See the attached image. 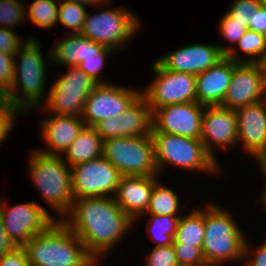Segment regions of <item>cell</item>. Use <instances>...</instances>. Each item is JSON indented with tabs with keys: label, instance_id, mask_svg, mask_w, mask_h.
Wrapping results in <instances>:
<instances>
[{
	"label": "cell",
	"instance_id": "obj_46",
	"mask_svg": "<svg viewBox=\"0 0 266 266\" xmlns=\"http://www.w3.org/2000/svg\"><path fill=\"white\" fill-rule=\"evenodd\" d=\"M0 110L4 111H15L10 103L8 96V89L0 84Z\"/></svg>",
	"mask_w": 266,
	"mask_h": 266
},
{
	"label": "cell",
	"instance_id": "obj_42",
	"mask_svg": "<svg viewBox=\"0 0 266 266\" xmlns=\"http://www.w3.org/2000/svg\"><path fill=\"white\" fill-rule=\"evenodd\" d=\"M21 115L18 111H2L0 110V146L6 141L9 133L14 130L15 116Z\"/></svg>",
	"mask_w": 266,
	"mask_h": 266
},
{
	"label": "cell",
	"instance_id": "obj_23",
	"mask_svg": "<svg viewBox=\"0 0 266 266\" xmlns=\"http://www.w3.org/2000/svg\"><path fill=\"white\" fill-rule=\"evenodd\" d=\"M66 36L59 39L50 50L53 66H76L85 61L89 54V47H92L90 38L72 33H68Z\"/></svg>",
	"mask_w": 266,
	"mask_h": 266
},
{
	"label": "cell",
	"instance_id": "obj_29",
	"mask_svg": "<svg viewBox=\"0 0 266 266\" xmlns=\"http://www.w3.org/2000/svg\"><path fill=\"white\" fill-rule=\"evenodd\" d=\"M115 54V51L112 49L92 41V47H89V54L85 58V61L80 62L76 66L83 70L96 84L109 83V80L106 81L101 78V74H103L102 70L106 66L107 58Z\"/></svg>",
	"mask_w": 266,
	"mask_h": 266
},
{
	"label": "cell",
	"instance_id": "obj_21",
	"mask_svg": "<svg viewBox=\"0 0 266 266\" xmlns=\"http://www.w3.org/2000/svg\"><path fill=\"white\" fill-rule=\"evenodd\" d=\"M234 71V60L226 55L214 66L196 75V102L221 106Z\"/></svg>",
	"mask_w": 266,
	"mask_h": 266
},
{
	"label": "cell",
	"instance_id": "obj_36",
	"mask_svg": "<svg viewBox=\"0 0 266 266\" xmlns=\"http://www.w3.org/2000/svg\"><path fill=\"white\" fill-rule=\"evenodd\" d=\"M260 5L261 0H234L226 12L236 21L249 23V18Z\"/></svg>",
	"mask_w": 266,
	"mask_h": 266
},
{
	"label": "cell",
	"instance_id": "obj_45",
	"mask_svg": "<svg viewBox=\"0 0 266 266\" xmlns=\"http://www.w3.org/2000/svg\"><path fill=\"white\" fill-rule=\"evenodd\" d=\"M13 247L14 246L12 245V243L8 240L6 236L3 222L0 217V256L10 251Z\"/></svg>",
	"mask_w": 266,
	"mask_h": 266
},
{
	"label": "cell",
	"instance_id": "obj_43",
	"mask_svg": "<svg viewBox=\"0 0 266 266\" xmlns=\"http://www.w3.org/2000/svg\"><path fill=\"white\" fill-rule=\"evenodd\" d=\"M248 29L264 34L266 31V7L262 4L249 18Z\"/></svg>",
	"mask_w": 266,
	"mask_h": 266
},
{
	"label": "cell",
	"instance_id": "obj_32",
	"mask_svg": "<svg viewBox=\"0 0 266 266\" xmlns=\"http://www.w3.org/2000/svg\"><path fill=\"white\" fill-rule=\"evenodd\" d=\"M26 9L21 0H0V27L13 30L22 25L26 21Z\"/></svg>",
	"mask_w": 266,
	"mask_h": 266
},
{
	"label": "cell",
	"instance_id": "obj_33",
	"mask_svg": "<svg viewBox=\"0 0 266 266\" xmlns=\"http://www.w3.org/2000/svg\"><path fill=\"white\" fill-rule=\"evenodd\" d=\"M219 33L225 41L236 45L248 30L247 22L234 20L227 12L222 16L218 23Z\"/></svg>",
	"mask_w": 266,
	"mask_h": 266
},
{
	"label": "cell",
	"instance_id": "obj_8",
	"mask_svg": "<svg viewBox=\"0 0 266 266\" xmlns=\"http://www.w3.org/2000/svg\"><path fill=\"white\" fill-rule=\"evenodd\" d=\"M122 176H160L151 134L103 141L102 154Z\"/></svg>",
	"mask_w": 266,
	"mask_h": 266
},
{
	"label": "cell",
	"instance_id": "obj_48",
	"mask_svg": "<svg viewBox=\"0 0 266 266\" xmlns=\"http://www.w3.org/2000/svg\"><path fill=\"white\" fill-rule=\"evenodd\" d=\"M256 64L258 65L259 70L262 72L265 78L266 77V50L261 55L260 59L258 60Z\"/></svg>",
	"mask_w": 266,
	"mask_h": 266
},
{
	"label": "cell",
	"instance_id": "obj_35",
	"mask_svg": "<svg viewBox=\"0 0 266 266\" xmlns=\"http://www.w3.org/2000/svg\"><path fill=\"white\" fill-rule=\"evenodd\" d=\"M178 264L188 266H208L202 248L184 244H173Z\"/></svg>",
	"mask_w": 266,
	"mask_h": 266
},
{
	"label": "cell",
	"instance_id": "obj_49",
	"mask_svg": "<svg viewBox=\"0 0 266 266\" xmlns=\"http://www.w3.org/2000/svg\"><path fill=\"white\" fill-rule=\"evenodd\" d=\"M266 212V198L259 204Z\"/></svg>",
	"mask_w": 266,
	"mask_h": 266
},
{
	"label": "cell",
	"instance_id": "obj_39",
	"mask_svg": "<svg viewBox=\"0 0 266 266\" xmlns=\"http://www.w3.org/2000/svg\"><path fill=\"white\" fill-rule=\"evenodd\" d=\"M14 55L0 52V84L9 89L14 77Z\"/></svg>",
	"mask_w": 266,
	"mask_h": 266
},
{
	"label": "cell",
	"instance_id": "obj_31",
	"mask_svg": "<svg viewBox=\"0 0 266 266\" xmlns=\"http://www.w3.org/2000/svg\"><path fill=\"white\" fill-rule=\"evenodd\" d=\"M58 18L57 24L60 23L62 26L66 27L70 31V34H80L88 10H86V5L80 3H71L66 1H58Z\"/></svg>",
	"mask_w": 266,
	"mask_h": 266
},
{
	"label": "cell",
	"instance_id": "obj_25",
	"mask_svg": "<svg viewBox=\"0 0 266 266\" xmlns=\"http://www.w3.org/2000/svg\"><path fill=\"white\" fill-rule=\"evenodd\" d=\"M217 45L224 55L234 60L236 63L256 64L266 50L264 35L250 29H248L242 36L236 44V47L234 45L226 47V45H222L221 43ZM237 47L241 50L244 56L238 54Z\"/></svg>",
	"mask_w": 266,
	"mask_h": 266
},
{
	"label": "cell",
	"instance_id": "obj_10",
	"mask_svg": "<svg viewBox=\"0 0 266 266\" xmlns=\"http://www.w3.org/2000/svg\"><path fill=\"white\" fill-rule=\"evenodd\" d=\"M0 217L14 247H23L33 236L46 231L58 218L36 201L9 206L0 196Z\"/></svg>",
	"mask_w": 266,
	"mask_h": 266
},
{
	"label": "cell",
	"instance_id": "obj_7",
	"mask_svg": "<svg viewBox=\"0 0 266 266\" xmlns=\"http://www.w3.org/2000/svg\"><path fill=\"white\" fill-rule=\"evenodd\" d=\"M111 2L112 0L99 5V7H105V10L102 9L103 11L97 14L91 15L87 12L80 35L117 53L123 45L131 41L141 24L140 18L126 7L110 8Z\"/></svg>",
	"mask_w": 266,
	"mask_h": 266
},
{
	"label": "cell",
	"instance_id": "obj_28",
	"mask_svg": "<svg viewBox=\"0 0 266 266\" xmlns=\"http://www.w3.org/2000/svg\"><path fill=\"white\" fill-rule=\"evenodd\" d=\"M181 216L172 215H151L148 219L147 235L157 246H168L173 244L178 221Z\"/></svg>",
	"mask_w": 266,
	"mask_h": 266
},
{
	"label": "cell",
	"instance_id": "obj_18",
	"mask_svg": "<svg viewBox=\"0 0 266 266\" xmlns=\"http://www.w3.org/2000/svg\"><path fill=\"white\" fill-rule=\"evenodd\" d=\"M238 144L252 159L266 153V99L235 110Z\"/></svg>",
	"mask_w": 266,
	"mask_h": 266
},
{
	"label": "cell",
	"instance_id": "obj_52",
	"mask_svg": "<svg viewBox=\"0 0 266 266\" xmlns=\"http://www.w3.org/2000/svg\"><path fill=\"white\" fill-rule=\"evenodd\" d=\"M264 83H265V98H266V77L264 78Z\"/></svg>",
	"mask_w": 266,
	"mask_h": 266
},
{
	"label": "cell",
	"instance_id": "obj_5",
	"mask_svg": "<svg viewBox=\"0 0 266 266\" xmlns=\"http://www.w3.org/2000/svg\"><path fill=\"white\" fill-rule=\"evenodd\" d=\"M29 175L31 181L45 203L54 210L62 220L73 203L71 190V168L60 155H49L37 149L30 152Z\"/></svg>",
	"mask_w": 266,
	"mask_h": 266
},
{
	"label": "cell",
	"instance_id": "obj_2",
	"mask_svg": "<svg viewBox=\"0 0 266 266\" xmlns=\"http://www.w3.org/2000/svg\"><path fill=\"white\" fill-rule=\"evenodd\" d=\"M41 47L42 44L36 39H28L14 55V77L8 89V96L12 108L21 115L30 114L33 109L37 110L39 105L41 107L44 104L48 77L46 61H50V65L52 60L51 51L46 59Z\"/></svg>",
	"mask_w": 266,
	"mask_h": 266
},
{
	"label": "cell",
	"instance_id": "obj_47",
	"mask_svg": "<svg viewBox=\"0 0 266 266\" xmlns=\"http://www.w3.org/2000/svg\"><path fill=\"white\" fill-rule=\"evenodd\" d=\"M59 1H66V2H71V3H80V4H84L88 7L91 8L95 7L98 8V5H102L104 3H107L111 0H59Z\"/></svg>",
	"mask_w": 266,
	"mask_h": 266
},
{
	"label": "cell",
	"instance_id": "obj_15",
	"mask_svg": "<svg viewBox=\"0 0 266 266\" xmlns=\"http://www.w3.org/2000/svg\"><path fill=\"white\" fill-rule=\"evenodd\" d=\"M200 140L205 150L216 161L218 158L215 148L219 147L220 150L225 151L231 146H237L238 130L235 110L222 106H205Z\"/></svg>",
	"mask_w": 266,
	"mask_h": 266
},
{
	"label": "cell",
	"instance_id": "obj_11",
	"mask_svg": "<svg viewBox=\"0 0 266 266\" xmlns=\"http://www.w3.org/2000/svg\"><path fill=\"white\" fill-rule=\"evenodd\" d=\"M154 80L141 90L153 113L157 108L196 102V76L164 69L156 60L151 65Z\"/></svg>",
	"mask_w": 266,
	"mask_h": 266
},
{
	"label": "cell",
	"instance_id": "obj_17",
	"mask_svg": "<svg viewBox=\"0 0 266 266\" xmlns=\"http://www.w3.org/2000/svg\"><path fill=\"white\" fill-rule=\"evenodd\" d=\"M225 55L217 43H194L164 54L156 61L164 68L197 75L214 66Z\"/></svg>",
	"mask_w": 266,
	"mask_h": 266
},
{
	"label": "cell",
	"instance_id": "obj_26",
	"mask_svg": "<svg viewBox=\"0 0 266 266\" xmlns=\"http://www.w3.org/2000/svg\"><path fill=\"white\" fill-rule=\"evenodd\" d=\"M191 212L181 215L173 244H184L189 246H203L205 229H204V206L190 210Z\"/></svg>",
	"mask_w": 266,
	"mask_h": 266
},
{
	"label": "cell",
	"instance_id": "obj_34",
	"mask_svg": "<svg viewBox=\"0 0 266 266\" xmlns=\"http://www.w3.org/2000/svg\"><path fill=\"white\" fill-rule=\"evenodd\" d=\"M178 261L173 244L151 248L144 266H177Z\"/></svg>",
	"mask_w": 266,
	"mask_h": 266
},
{
	"label": "cell",
	"instance_id": "obj_14",
	"mask_svg": "<svg viewBox=\"0 0 266 266\" xmlns=\"http://www.w3.org/2000/svg\"><path fill=\"white\" fill-rule=\"evenodd\" d=\"M205 106L197 102L178 103L157 108L152 113L151 132H164L200 139Z\"/></svg>",
	"mask_w": 266,
	"mask_h": 266
},
{
	"label": "cell",
	"instance_id": "obj_12",
	"mask_svg": "<svg viewBox=\"0 0 266 266\" xmlns=\"http://www.w3.org/2000/svg\"><path fill=\"white\" fill-rule=\"evenodd\" d=\"M71 168V190L74 199L81 197H114L122 175L103 155L78 163Z\"/></svg>",
	"mask_w": 266,
	"mask_h": 266
},
{
	"label": "cell",
	"instance_id": "obj_1",
	"mask_svg": "<svg viewBox=\"0 0 266 266\" xmlns=\"http://www.w3.org/2000/svg\"><path fill=\"white\" fill-rule=\"evenodd\" d=\"M62 221L79 237L88 254L99 262L125 239L134 225L113 197L74 199Z\"/></svg>",
	"mask_w": 266,
	"mask_h": 266
},
{
	"label": "cell",
	"instance_id": "obj_9",
	"mask_svg": "<svg viewBox=\"0 0 266 266\" xmlns=\"http://www.w3.org/2000/svg\"><path fill=\"white\" fill-rule=\"evenodd\" d=\"M65 74L53 80L44 104L38 110L57 115L81 117L85 101L96 83L77 66H68Z\"/></svg>",
	"mask_w": 266,
	"mask_h": 266
},
{
	"label": "cell",
	"instance_id": "obj_6",
	"mask_svg": "<svg viewBox=\"0 0 266 266\" xmlns=\"http://www.w3.org/2000/svg\"><path fill=\"white\" fill-rule=\"evenodd\" d=\"M155 162L159 175L172 165L201 173L222 174L220 163L205 150L200 139H192L164 132H151Z\"/></svg>",
	"mask_w": 266,
	"mask_h": 266
},
{
	"label": "cell",
	"instance_id": "obj_4",
	"mask_svg": "<svg viewBox=\"0 0 266 266\" xmlns=\"http://www.w3.org/2000/svg\"><path fill=\"white\" fill-rule=\"evenodd\" d=\"M204 206L202 253L207 265L223 266L232 261L243 264L246 236L240 224L224 207L210 202Z\"/></svg>",
	"mask_w": 266,
	"mask_h": 266
},
{
	"label": "cell",
	"instance_id": "obj_41",
	"mask_svg": "<svg viewBox=\"0 0 266 266\" xmlns=\"http://www.w3.org/2000/svg\"><path fill=\"white\" fill-rule=\"evenodd\" d=\"M117 116L107 118L96 123L93 128L103 141L111 138H119V125Z\"/></svg>",
	"mask_w": 266,
	"mask_h": 266
},
{
	"label": "cell",
	"instance_id": "obj_53",
	"mask_svg": "<svg viewBox=\"0 0 266 266\" xmlns=\"http://www.w3.org/2000/svg\"><path fill=\"white\" fill-rule=\"evenodd\" d=\"M263 35H264V40H265V43H266V31H265V33Z\"/></svg>",
	"mask_w": 266,
	"mask_h": 266
},
{
	"label": "cell",
	"instance_id": "obj_27",
	"mask_svg": "<svg viewBox=\"0 0 266 266\" xmlns=\"http://www.w3.org/2000/svg\"><path fill=\"white\" fill-rule=\"evenodd\" d=\"M180 203L176 191L158 181L153 187L149 205L143 215L180 216Z\"/></svg>",
	"mask_w": 266,
	"mask_h": 266
},
{
	"label": "cell",
	"instance_id": "obj_24",
	"mask_svg": "<svg viewBox=\"0 0 266 266\" xmlns=\"http://www.w3.org/2000/svg\"><path fill=\"white\" fill-rule=\"evenodd\" d=\"M102 154V138L93 127L85 126L62 157L64 162L72 167L78 163L99 158Z\"/></svg>",
	"mask_w": 266,
	"mask_h": 266
},
{
	"label": "cell",
	"instance_id": "obj_38",
	"mask_svg": "<svg viewBox=\"0 0 266 266\" xmlns=\"http://www.w3.org/2000/svg\"><path fill=\"white\" fill-rule=\"evenodd\" d=\"M248 241L246 237L243 256L244 264L242 266H266V237L257 250L250 247L251 245Z\"/></svg>",
	"mask_w": 266,
	"mask_h": 266
},
{
	"label": "cell",
	"instance_id": "obj_16",
	"mask_svg": "<svg viewBox=\"0 0 266 266\" xmlns=\"http://www.w3.org/2000/svg\"><path fill=\"white\" fill-rule=\"evenodd\" d=\"M265 98L264 75L257 64L236 63L222 107L236 110Z\"/></svg>",
	"mask_w": 266,
	"mask_h": 266
},
{
	"label": "cell",
	"instance_id": "obj_20",
	"mask_svg": "<svg viewBox=\"0 0 266 266\" xmlns=\"http://www.w3.org/2000/svg\"><path fill=\"white\" fill-rule=\"evenodd\" d=\"M160 176H122L117 186L114 200L118 206L134 221L144 218L154 185ZM158 178V179H157Z\"/></svg>",
	"mask_w": 266,
	"mask_h": 266
},
{
	"label": "cell",
	"instance_id": "obj_13",
	"mask_svg": "<svg viewBox=\"0 0 266 266\" xmlns=\"http://www.w3.org/2000/svg\"><path fill=\"white\" fill-rule=\"evenodd\" d=\"M140 94V89L114 84L112 81L96 84L85 101L81 118L86 126L93 127L101 120L118 116Z\"/></svg>",
	"mask_w": 266,
	"mask_h": 266
},
{
	"label": "cell",
	"instance_id": "obj_44",
	"mask_svg": "<svg viewBox=\"0 0 266 266\" xmlns=\"http://www.w3.org/2000/svg\"><path fill=\"white\" fill-rule=\"evenodd\" d=\"M254 160L256 161V164L263 174V177H265L264 182H266V153L258 155ZM262 190L263 192L260 193L258 198L259 203H261L266 198V183L264 184V189Z\"/></svg>",
	"mask_w": 266,
	"mask_h": 266
},
{
	"label": "cell",
	"instance_id": "obj_22",
	"mask_svg": "<svg viewBox=\"0 0 266 266\" xmlns=\"http://www.w3.org/2000/svg\"><path fill=\"white\" fill-rule=\"evenodd\" d=\"M117 118L119 120V137H139L151 134L152 112L142 94Z\"/></svg>",
	"mask_w": 266,
	"mask_h": 266
},
{
	"label": "cell",
	"instance_id": "obj_19",
	"mask_svg": "<svg viewBox=\"0 0 266 266\" xmlns=\"http://www.w3.org/2000/svg\"><path fill=\"white\" fill-rule=\"evenodd\" d=\"M47 117V118H46ZM41 140L46 149L39 152L49 155L62 156L86 126L81 117L73 115H57L48 113L41 119Z\"/></svg>",
	"mask_w": 266,
	"mask_h": 266
},
{
	"label": "cell",
	"instance_id": "obj_51",
	"mask_svg": "<svg viewBox=\"0 0 266 266\" xmlns=\"http://www.w3.org/2000/svg\"><path fill=\"white\" fill-rule=\"evenodd\" d=\"M261 4L266 7V0H261Z\"/></svg>",
	"mask_w": 266,
	"mask_h": 266
},
{
	"label": "cell",
	"instance_id": "obj_50",
	"mask_svg": "<svg viewBox=\"0 0 266 266\" xmlns=\"http://www.w3.org/2000/svg\"><path fill=\"white\" fill-rule=\"evenodd\" d=\"M101 262H99V261H95L91 266H100L101 264H100Z\"/></svg>",
	"mask_w": 266,
	"mask_h": 266
},
{
	"label": "cell",
	"instance_id": "obj_37",
	"mask_svg": "<svg viewBox=\"0 0 266 266\" xmlns=\"http://www.w3.org/2000/svg\"><path fill=\"white\" fill-rule=\"evenodd\" d=\"M28 39H35L34 35L29 34L24 40L15 30L0 27V52L15 55Z\"/></svg>",
	"mask_w": 266,
	"mask_h": 266
},
{
	"label": "cell",
	"instance_id": "obj_40",
	"mask_svg": "<svg viewBox=\"0 0 266 266\" xmlns=\"http://www.w3.org/2000/svg\"><path fill=\"white\" fill-rule=\"evenodd\" d=\"M0 266H31L23 247H13L0 256Z\"/></svg>",
	"mask_w": 266,
	"mask_h": 266
},
{
	"label": "cell",
	"instance_id": "obj_3",
	"mask_svg": "<svg viewBox=\"0 0 266 266\" xmlns=\"http://www.w3.org/2000/svg\"><path fill=\"white\" fill-rule=\"evenodd\" d=\"M23 248L31 266H91L95 262L62 220L33 236Z\"/></svg>",
	"mask_w": 266,
	"mask_h": 266
},
{
	"label": "cell",
	"instance_id": "obj_30",
	"mask_svg": "<svg viewBox=\"0 0 266 266\" xmlns=\"http://www.w3.org/2000/svg\"><path fill=\"white\" fill-rule=\"evenodd\" d=\"M55 0H34L26 11V20L43 29L57 26L58 5Z\"/></svg>",
	"mask_w": 266,
	"mask_h": 266
}]
</instances>
